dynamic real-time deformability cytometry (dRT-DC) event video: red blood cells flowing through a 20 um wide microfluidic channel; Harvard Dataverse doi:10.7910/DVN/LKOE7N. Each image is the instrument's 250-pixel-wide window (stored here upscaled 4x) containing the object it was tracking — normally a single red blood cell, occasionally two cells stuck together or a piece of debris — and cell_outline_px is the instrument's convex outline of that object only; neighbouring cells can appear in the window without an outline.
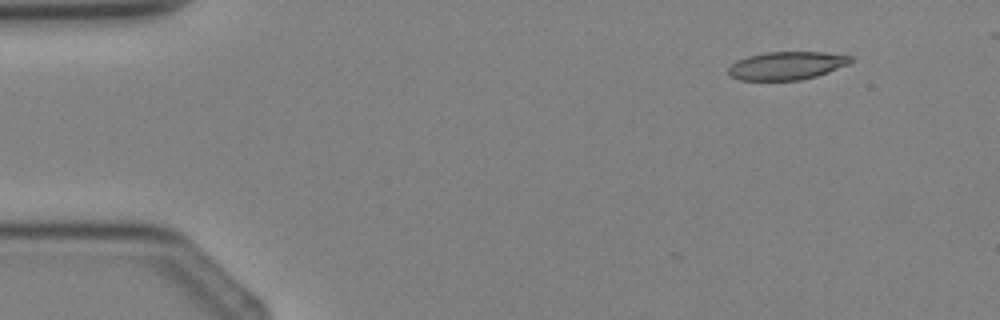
{"species": "Egyptian fruit bat (a non-hibernating species)", "species_latin": "Rousettus aegyptiacus", "temperature_condition": "cold", "stored_images_in_passage": 3, "camera_frame_rate_fps": 3000, "um_per_image_px": 0.085, "animal": {"sex": "female"}, "frame": {"image": 1, "passage_image": 1, "time_ms": 0.0, "image_size_px": [1000, 320], "cell_outline_px": [[852, 60], [848, 64], [828, 72], [816, 76], [800, 80], [740, 80], [728, 76], [728, 68], [736, 60], [748, 56], [764, 52], [824, 52], [852, 56]], "centroid_in_image_um": [66.83, 5.58], "position_along_channel_um": 18.2, "area_um2": 20.06}}
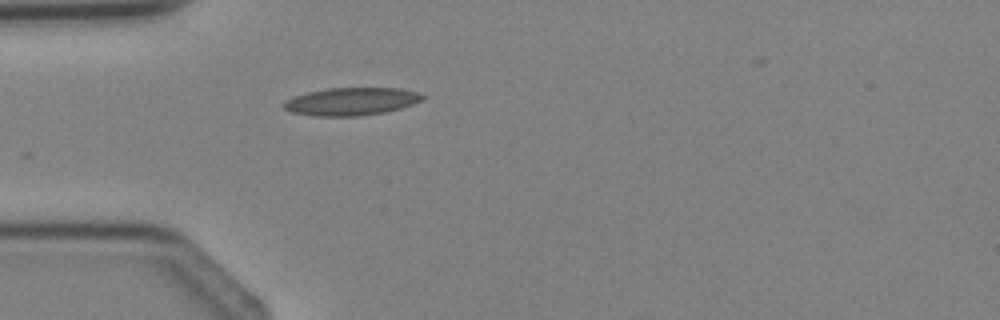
{"frame": {"image": 2, "passage_image": 3, "time_ms": 2.333, "image_size_px": [1000, 320], "cell_outline_px": [[424, 100], [400, 108], [384, 112], [360, 116], [316, 116], [292, 112], [284, 108], [280, 104], [296, 96], [308, 92], [328, 88], [400, 88], [420, 92], [424, 96]], "centroid_in_image_um": [29.9, 8.62], "position_along_channel_um": 55.1, "area_um2": 22.37}}